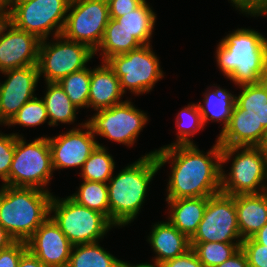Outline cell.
<instances>
[{
  "label": "cell",
  "instance_id": "5b68a950",
  "mask_svg": "<svg viewBox=\"0 0 267 267\" xmlns=\"http://www.w3.org/2000/svg\"><path fill=\"white\" fill-rule=\"evenodd\" d=\"M229 160L230 172L221 168L222 193L236 196L267 191V157L261 147H221V163Z\"/></svg>",
  "mask_w": 267,
  "mask_h": 267
},
{
  "label": "cell",
  "instance_id": "ffe728a7",
  "mask_svg": "<svg viewBox=\"0 0 267 267\" xmlns=\"http://www.w3.org/2000/svg\"><path fill=\"white\" fill-rule=\"evenodd\" d=\"M147 240L156 254L152 261L158 264L183 255L191 249L190 239L169 221L155 223Z\"/></svg>",
  "mask_w": 267,
  "mask_h": 267
},
{
  "label": "cell",
  "instance_id": "7402d4cb",
  "mask_svg": "<svg viewBox=\"0 0 267 267\" xmlns=\"http://www.w3.org/2000/svg\"><path fill=\"white\" fill-rule=\"evenodd\" d=\"M207 201L208 197L166 200L170 207L167 220L191 239L203 219Z\"/></svg>",
  "mask_w": 267,
  "mask_h": 267
},
{
  "label": "cell",
  "instance_id": "d6a6232c",
  "mask_svg": "<svg viewBox=\"0 0 267 267\" xmlns=\"http://www.w3.org/2000/svg\"><path fill=\"white\" fill-rule=\"evenodd\" d=\"M177 126V140L169 145H179V144H193V141L190 137H193L195 133L204 129L202 122L200 110L198 104L191 103L187 107L181 109V111L176 116Z\"/></svg>",
  "mask_w": 267,
  "mask_h": 267
},
{
  "label": "cell",
  "instance_id": "9a60e30c",
  "mask_svg": "<svg viewBox=\"0 0 267 267\" xmlns=\"http://www.w3.org/2000/svg\"><path fill=\"white\" fill-rule=\"evenodd\" d=\"M40 42L6 19L0 26V72L37 65Z\"/></svg>",
  "mask_w": 267,
  "mask_h": 267
},
{
  "label": "cell",
  "instance_id": "603a6c76",
  "mask_svg": "<svg viewBox=\"0 0 267 267\" xmlns=\"http://www.w3.org/2000/svg\"><path fill=\"white\" fill-rule=\"evenodd\" d=\"M215 89H209L204 94V103L199 101L198 106L202 118L203 125L205 126L208 121L222 122V130L227 127L231 113L233 111L236 95L231 94L229 90L223 89L216 85L212 86ZM209 91V92H208Z\"/></svg>",
  "mask_w": 267,
  "mask_h": 267
},
{
  "label": "cell",
  "instance_id": "f35d334b",
  "mask_svg": "<svg viewBox=\"0 0 267 267\" xmlns=\"http://www.w3.org/2000/svg\"><path fill=\"white\" fill-rule=\"evenodd\" d=\"M161 267H205L197 258L192 249L183 255L167 260L160 264Z\"/></svg>",
  "mask_w": 267,
  "mask_h": 267
},
{
  "label": "cell",
  "instance_id": "8d00e7d4",
  "mask_svg": "<svg viewBox=\"0 0 267 267\" xmlns=\"http://www.w3.org/2000/svg\"><path fill=\"white\" fill-rule=\"evenodd\" d=\"M24 241H15L10 246L0 250V267H18L21 256L27 251Z\"/></svg>",
  "mask_w": 267,
  "mask_h": 267
},
{
  "label": "cell",
  "instance_id": "816d5d0a",
  "mask_svg": "<svg viewBox=\"0 0 267 267\" xmlns=\"http://www.w3.org/2000/svg\"><path fill=\"white\" fill-rule=\"evenodd\" d=\"M0 124H4L6 126V123L3 121V119L0 117Z\"/></svg>",
  "mask_w": 267,
  "mask_h": 267
},
{
  "label": "cell",
  "instance_id": "7dc6e473",
  "mask_svg": "<svg viewBox=\"0 0 267 267\" xmlns=\"http://www.w3.org/2000/svg\"><path fill=\"white\" fill-rule=\"evenodd\" d=\"M12 0H0V6L7 12Z\"/></svg>",
  "mask_w": 267,
  "mask_h": 267
},
{
  "label": "cell",
  "instance_id": "3957f363",
  "mask_svg": "<svg viewBox=\"0 0 267 267\" xmlns=\"http://www.w3.org/2000/svg\"><path fill=\"white\" fill-rule=\"evenodd\" d=\"M155 151L142 155L109 179V221L123 227L136 219L142 208L149 184L160 170Z\"/></svg>",
  "mask_w": 267,
  "mask_h": 267
},
{
  "label": "cell",
  "instance_id": "7c38bea8",
  "mask_svg": "<svg viewBox=\"0 0 267 267\" xmlns=\"http://www.w3.org/2000/svg\"><path fill=\"white\" fill-rule=\"evenodd\" d=\"M93 135H100L110 141L131 147L148 122L146 113L137 109L130 100L98 110L85 121Z\"/></svg>",
  "mask_w": 267,
  "mask_h": 267
},
{
  "label": "cell",
  "instance_id": "60d3db41",
  "mask_svg": "<svg viewBox=\"0 0 267 267\" xmlns=\"http://www.w3.org/2000/svg\"><path fill=\"white\" fill-rule=\"evenodd\" d=\"M235 8L245 15H249L263 0H230Z\"/></svg>",
  "mask_w": 267,
  "mask_h": 267
},
{
  "label": "cell",
  "instance_id": "4dcf8cb0",
  "mask_svg": "<svg viewBox=\"0 0 267 267\" xmlns=\"http://www.w3.org/2000/svg\"><path fill=\"white\" fill-rule=\"evenodd\" d=\"M91 69L85 67L82 70L65 76L58 83L77 109L89 108V86Z\"/></svg>",
  "mask_w": 267,
  "mask_h": 267
},
{
  "label": "cell",
  "instance_id": "83f0119b",
  "mask_svg": "<svg viewBox=\"0 0 267 267\" xmlns=\"http://www.w3.org/2000/svg\"><path fill=\"white\" fill-rule=\"evenodd\" d=\"M123 263L95 242L73 245L67 267H120Z\"/></svg>",
  "mask_w": 267,
  "mask_h": 267
},
{
  "label": "cell",
  "instance_id": "f907efd6",
  "mask_svg": "<svg viewBox=\"0 0 267 267\" xmlns=\"http://www.w3.org/2000/svg\"><path fill=\"white\" fill-rule=\"evenodd\" d=\"M260 82L264 85V87L267 90V71H266L265 75L261 78Z\"/></svg>",
  "mask_w": 267,
  "mask_h": 267
},
{
  "label": "cell",
  "instance_id": "44dd1931",
  "mask_svg": "<svg viewBox=\"0 0 267 267\" xmlns=\"http://www.w3.org/2000/svg\"><path fill=\"white\" fill-rule=\"evenodd\" d=\"M235 207L242 240L251 238L267 223V191L236 195Z\"/></svg>",
  "mask_w": 267,
  "mask_h": 267
},
{
  "label": "cell",
  "instance_id": "2e32d148",
  "mask_svg": "<svg viewBox=\"0 0 267 267\" xmlns=\"http://www.w3.org/2000/svg\"><path fill=\"white\" fill-rule=\"evenodd\" d=\"M7 79L0 83V117L7 124L19 109L36 95L39 81L37 65L2 72Z\"/></svg>",
  "mask_w": 267,
  "mask_h": 267
},
{
  "label": "cell",
  "instance_id": "4316f807",
  "mask_svg": "<svg viewBox=\"0 0 267 267\" xmlns=\"http://www.w3.org/2000/svg\"><path fill=\"white\" fill-rule=\"evenodd\" d=\"M141 46L142 44L132 34L118 27L116 19L110 18L102 42L94 54L101 50L99 55L102 56L101 61L105 62L110 57L125 54Z\"/></svg>",
  "mask_w": 267,
  "mask_h": 267
},
{
  "label": "cell",
  "instance_id": "277c9868",
  "mask_svg": "<svg viewBox=\"0 0 267 267\" xmlns=\"http://www.w3.org/2000/svg\"><path fill=\"white\" fill-rule=\"evenodd\" d=\"M50 191L2 185L0 225L15 241L26 242L50 216Z\"/></svg>",
  "mask_w": 267,
  "mask_h": 267
},
{
  "label": "cell",
  "instance_id": "1f68e13d",
  "mask_svg": "<svg viewBox=\"0 0 267 267\" xmlns=\"http://www.w3.org/2000/svg\"><path fill=\"white\" fill-rule=\"evenodd\" d=\"M190 245L205 267H217L241 248V243L200 242Z\"/></svg>",
  "mask_w": 267,
  "mask_h": 267
},
{
  "label": "cell",
  "instance_id": "f5cc1de1",
  "mask_svg": "<svg viewBox=\"0 0 267 267\" xmlns=\"http://www.w3.org/2000/svg\"><path fill=\"white\" fill-rule=\"evenodd\" d=\"M120 267H128L125 263H123Z\"/></svg>",
  "mask_w": 267,
  "mask_h": 267
},
{
  "label": "cell",
  "instance_id": "5bb4252c",
  "mask_svg": "<svg viewBox=\"0 0 267 267\" xmlns=\"http://www.w3.org/2000/svg\"><path fill=\"white\" fill-rule=\"evenodd\" d=\"M79 127H73L58 136L48 137L53 170L74 167L81 169L97 147L98 141L95 140L89 125L85 122Z\"/></svg>",
  "mask_w": 267,
  "mask_h": 267
},
{
  "label": "cell",
  "instance_id": "ee69618b",
  "mask_svg": "<svg viewBox=\"0 0 267 267\" xmlns=\"http://www.w3.org/2000/svg\"><path fill=\"white\" fill-rule=\"evenodd\" d=\"M252 238L261 245L267 246V223Z\"/></svg>",
  "mask_w": 267,
  "mask_h": 267
},
{
  "label": "cell",
  "instance_id": "484cf974",
  "mask_svg": "<svg viewBox=\"0 0 267 267\" xmlns=\"http://www.w3.org/2000/svg\"><path fill=\"white\" fill-rule=\"evenodd\" d=\"M46 85V94L42 100L46 107L49 126H56L58 122L74 123L78 109L70 101L62 87L58 82H47Z\"/></svg>",
  "mask_w": 267,
  "mask_h": 267
},
{
  "label": "cell",
  "instance_id": "d4e9b609",
  "mask_svg": "<svg viewBox=\"0 0 267 267\" xmlns=\"http://www.w3.org/2000/svg\"><path fill=\"white\" fill-rule=\"evenodd\" d=\"M118 27L132 34L142 45H149L153 35L156 14L146 0L135 10L116 18Z\"/></svg>",
  "mask_w": 267,
  "mask_h": 267
},
{
  "label": "cell",
  "instance_id": "8fae6325",
  "mask_svg": "<svg viewBox=\"0 0 267 267\" xmlns=\"http://www.w3.org/2000/svg\"><path fill=\"white\" fill-rule=\"evenodd\" d=\"M61 35L96 51L110 20L107 0H70Z\"/></svg>",
  "mask_w": 267,
  "mask_h": 267
},
{
  "label": "cell",
  "instance_id": "52a82bcc",
  "mask_svg": "<svg viewBox=\"0 0 267 267\" xmlns=\"http://www.w3.org/2000/svg\"><path fill=\"white\" fill-rule=\"evenodd\" d=\"M23 138L16 136L9 170V186L49 191L45 187L49 184L54 170L48 137H38L30 143Z\"/></svg>",
  "mask_w": 267,
  "mask_h": 267
},
{
  "label": "cell",
  "instance_id": "74e56055",
  "mask_svg": "<svg viewBox=\"0 0 267 267\" xmlns=\"http://www.w3.org/2000/svg\"><path fill=\"white\" fill-rule=\"evenodd\" d=\"M145 0H107L110 18L116 19L139 7Z\"/></svg>",
  "mask_w": 267,
  "mask_h": 267
},
{
  "label": "cell",
  "instance_id": "ab89813d",
  "mask_svg": "<svg viewBox=\"0 0 267 267\" xmlns=\"http://www.w3.org/2000/svg\"><path fill=\"white\" fill-rule=\"evenodd\" d=\"M217 267H249L245 253L240 248L233 256L225 260Z\"/></svg>",
  "mask_w": 267,
  "mask_h": 267
},
{
  "label": "cell",
  "instance_id": "ba28073f",
  "mask_svg": "<svg viewBox=\"0 0 267 267\" xmlns=\"http://www.w3.org/2000/svg\"><path fill=\"white\" fill-rule=\"evenodd\" d=\"M69 3L70 0H12L6 19L40 40L48 39L53 32V37L61 35Z\"/></svg>",
  "mask_w": 267,
  "mask_h": 267
},
{
  "label": "cell",
  "instance_id": "cb8c5ba5",
  "mask_svg": "<svg viewBox=\"0 0 267 267\" xmlns=\"http://www.w3.org/2000/svg\"><path fill=\"white\" fill-rule=\"evenodd\" d=\"M241 92L236 96L232 113H245L252 116L267 130V90L259 82L239 86Z\"/></svg>",
  "mask_w": 267,
  "mask_h": 267
},
{
  "label": "cell",
  "instance_id": "836d02e7",
  "mask_svg": "<svg viewBox=\"0 0 267 267\" xmlns=\"http://www.w3.org/2000/svg\"><path fill=\"white\" fill-rule=\"evenodd\" d=\"M46 107L44 101L36 96L26 102L14 117L6 124L7 126H24V127H35L41 124L48 123Z\"/></svg>",
  "mask_w": 267,
  "mask_h": 267
},
{
  "label": "cell",
  "instance_id": "bcb514c9",
  "mask_svg": "<svg viewBox=\"0 0 267 267\" xmlns=\"http://www.w3.org/2000/svg\"><path fill=\"white\" fill-rule=\"evenodd\" d=\"M128 267H161L160 264H158L157 262H153V264L150 262H146V263H139V264H130L128 262H124Z\"/></svg>",
  "mask_w": 267,
  "mask_h": 267
},
{
  "label": "cell",
  "instance_id": "c3c4849f",
  "mask_svg": "<svg viewBox=\"0 0 267 267\" xmlns=\"http://www.w3.org/2000/svg\"><path fill=\"white\" fill-rule=\"evenodd\" d=\"M265 156L267 157V131L262 145L260 146Z\"/></svg>",
  "mask_w": 267,
  "mask_h": 267
},
{
  "label": "cell",
  "instance_id": "e0dca14e",
  "mask_svg": "<svg viewBox=\"0 0 267 267\" xmlns=\"http://www.w3.org/2000/svg\"><path fill=\"white\" fill-rule=\"evenodd\" d=\"M27 249L46 267H67L73 244L49 216L26 241Z\"/></svg>",
  "mask_w": 267,
  "mask_h": 267
},
{
  "label": "cell",
  "instance_id": "30bf717a",
  "mask_svg": "<svg viewBox=\"0 0 267 267\" xmlns=\"http://www.w3.org/2000/svg\"><path fill=\"white\" fill-rule=\"evenodd\" d=\"M47 40L40 42L37 64L39 77L43 75L45 83L59 82L65 76L84 69L95 56L87 45L70 41L62 35L55 36L52 42Z\"/></svg>",
  "mask_w": 267,
  "mask_h": 267
},
{
  "label": "cell",
  "instance_id": "6da1fadb",
  "mask_svg": "<svg viewBox=\"0 0 267 267\" xmlns=\"http://www.w3.org/2000/svg\"><path fill=\"white\" fill-rule=\"evenodd\" d=\"M206 153L194 143L156 149L159 168L167 162L171 165L166 200L209 197L221 192V146L216 141Z\"/></svg>",
  "mask_w": 267,
  "mask_h": 267
},
{
  "label": "cell",
  "instance_id": "7a4b0ae2",
  "mask_svg": "<svg viewBox=\"0 0 267 267\" xmlns=\"http://www.w3.org/2000/svg\"><path fill=\"white\" fill-rule=\"evenodd\" d=\"M215 57L219 70L237 86L257 84L267 71V38L238 28L218 43Z\"/></svg>",
  "mask_w": 267,
  "mask_h": 267
},
{
  "label": "cell",
  "instance_id": "7bdbcfd3",
  "mask_svg": "<svg viewBox=\"0 0 267 267\" xmlns=\"http://www.w3.org/2000/svg\"><path fill=\"white\" fill-rule=\"evenodd\" d=\"M15 242L14 238L0 225V250Z\"/></svg>",
  "mask_w": 267,
  "mask_h": 267
},
{
  "label": "cell",
  "instance_id": "d590c367",
  "mask_svg": "<svg viewBox=\"0 0 267 267\" xmlns=\"http://www.w3.org/2000/svg\"><path fill=\"white\" fill-rule=\"evenodd\" d=\"M249 267H267V246L257 243L252 237L241 243Z\"/></svg>",
  "mask_w": 267,
  "mask_h": 267
},
{
  "label": "cell",
  "instance_id": "d6986e66",
  "mask_svg": "<svg viewBox=\"0 0 267 267\" xmlns=\"http://www.w3.org/2000/svg\"><path fill=\"white\" fill-rule=\"evenodd\" d=\"M124 95L120 79L106 62L91 69V80L89 86V107L98 111L121 104ZM121 100V101H120Z\"/></svg>",
  "mask_w": 267,
  "mask_h": 267
},
{
  "label": "cell",
  "instance_id": "681fc988",
  "mask_svg": "<svg viewBox=\"0 0 267 267\" xmlns=\"http://www.w3.org/2000/svg\"><path fill=\"white\" fill-rule=\"evenodd\" d=\"M6 20V11L0 6V26Z\"/></svg>",
  "mask_w": 267,
  "mask_h": 267
},
{
  "label": "cell",
  "instance_id": "b9f144b4",
  "mask_svg": "<svg viewBox=\"0 0 267 267\" xmlns=\"http://www.w3.org/2000/svg\"><path fill=\"white\" fill-rule=\"evenodd\" d=\"M18 267H46L35 255L27 250L18 263Z\"/></svg>",
  "mask_w": 267,
  "mask_h": 267
},
{
  "label": "cell",
  "instance_id": "f546056e",
  "mask_svg": "<svg viewBox=\"0 0 267 267\" xmlns=\"http://www.w3.org/2000/svg\"><path fill=\"white\" fill-rule=\"evenodd\" d=\"M108 196L107 183L86 180H83L78 192L70 195L78 204L102 213L109 220Z\"/></svg>",
  "mask_w": 267,
  "mask_h": 267
},
{
  "label": "cell",
  "instance_id": "f6af8a7d",
  "mask_svg": "<svg viewBox=\"0 0 267 267\" xmlns=\"http://www.w3.org/2000/svg\"><path fill=\"white\" fill-rule=\"evenodd\" d=\"M251 17L267 16V0H263L250 14Z\"/></svg>",
  "mask_w": 267,
  "mask_h": 267
},
{
  "label": "cell",
  "instance_id": "ac0fdd59",
  "mask_svg": "<svg viewBox=\"0 0 267 267\" xmlns=\"http://www.w3.org/2000/svg\"><path fill=\"white\" fill-rule=\"evenodd\" d=\"M266 129L245 113H231L227 127L220 132L217 142L221 147H260Z\"/></svg>",
  "mask_w": 267,
  "mask_h": 267
},
{
  "label": "cell",
  "instance_id": "4fadbf2b",
  "mask_svg": "<svg viewBox=\"0 0 267 267\" xmlns=\"http://www.w3.org/2000/svg\"><path fill=\"white\" fill-rule=\"evenodd\" d=\"M242 241L237 223L235 196L222 192L209 196L203 219L190 243Z\"/></svg>",
  "mask_w": 267,
  "mask_h": 267
},
{
  "label": "cell",
  "instance_id": "e575fe53",
  "mask_svg": "<svg viewBox=\"0 0 267 267\" xmlns=\"http://www.w3.org/2000/svg\"><path fill=\"white\" fill-rule=\"evenodd\" d=\"M16 136L23 135L0 133V179L2 180V185L9 186V170L15 151Z\"/></svg>",
  "mask_w": 267,
  "mask_h": 267
},
{
  "label": "cell",
  "instance_id": "f1b7e54d",
  "mask_svg": "<svg viewBox=\"0 0 267 267\" xmlns=\"http://www.w3.org/2000/svg\"><path fill=\"white\" fill-rule=\"evenodd\" d=\"M115 169V161L107 148L100 143L81 168L80 177L86 181L108 183Z\"/></svg>",
  "mask_w": 267,
  "mask_h": 267
},
{
  "label": "cell",
  "instance_id": "9c48e42d",
  "mask_svg": "<svg viewBox=\"0 0 267 267\" xmlns=\"http://www.w3.org/2000/svg\"><path fill=\"white\" fill-rule=\"evenodd\" d=\"M120 79L123 93H149L155 83L164 76L160 62L152 50V45H142L125 54L116 55L105 61Z\"/></svg>",
  "mask_w": 267,
  "mask_h": 267
},
{
  "label": "cell",
  "instance_id": "8992f818",
  "mask_svg": "<svg viewBox=\"0 0 267 267\" xmlns=\"http://www.w3.org/2000/svg\"><path fill=\"white\" fill-rule=\"evenodd\" d=\"M52 213L50 217L73 245L98 242L114 226L102 213L78 204L70 196L59 199L53 195Z\"/></svg>",
  "mask_w": 267,
  "mask_h": 267
}]
</instances>
